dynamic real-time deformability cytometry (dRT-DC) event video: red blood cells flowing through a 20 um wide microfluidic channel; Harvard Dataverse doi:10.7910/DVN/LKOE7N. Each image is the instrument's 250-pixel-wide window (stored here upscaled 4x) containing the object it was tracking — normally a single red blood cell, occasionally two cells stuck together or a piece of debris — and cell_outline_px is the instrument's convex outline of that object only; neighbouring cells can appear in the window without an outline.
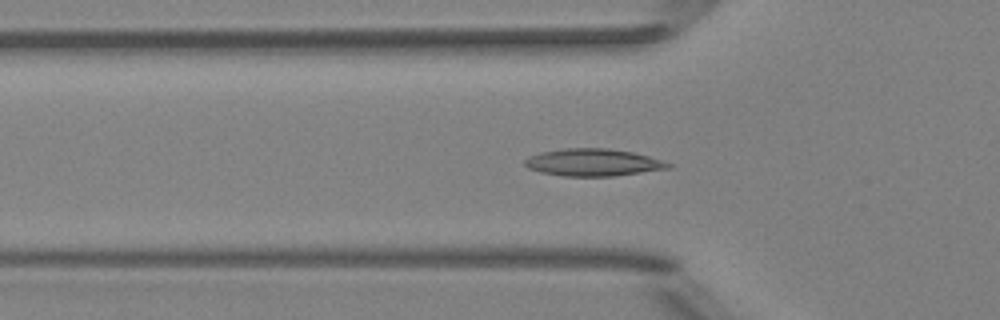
{"species": "Egyptian fruit bat (a non-hibernating species)", "species_latin": "Rousettus aegyptiacus", "temperature_condition": "room temperature", "stored_images_in_passage": 52, "camera_frame_rate_fps": 3000, "um_per_image_px": 0.085, "animal": {"sex": "female"}, "frame": {"image": 1, "passage_image": 17, "time_ms": 5.333, "image_size_px": [1000, 320], "cell_outline_px": [[672, 168], [616, 176], [560, 176], [540, 172], [528, 168], [524, 164], [524, 160], [528, 156], [540, 152], [564, 148], [608, 148], [632, 152], [648, 156], [672, 164]], "centroid_in_image_um": [50.39, 13.81], "position_along_channel_um": 75.4, "area_um2": 22.95}}
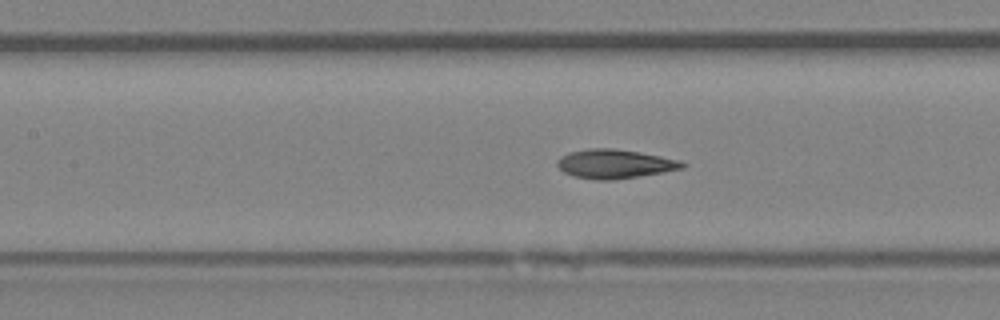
{"frame": {"image": 2, "passage_image": 23, "time_ms": 7.333, "image_size_px": [1000, 320], "cell_outline_px": [[688, 164], [684, 168], [612, 180], [596, 180], [576, 176], [564, 172], [556, 164], [556, 160], [560, 156], [568, 152], [592, 148], [612, 148], [640, 152], [680, 160]], "centroid_in_image_um": [52.23, 13.92], "position_along_channel_um": 155.2, "area_um2": 20.98}}
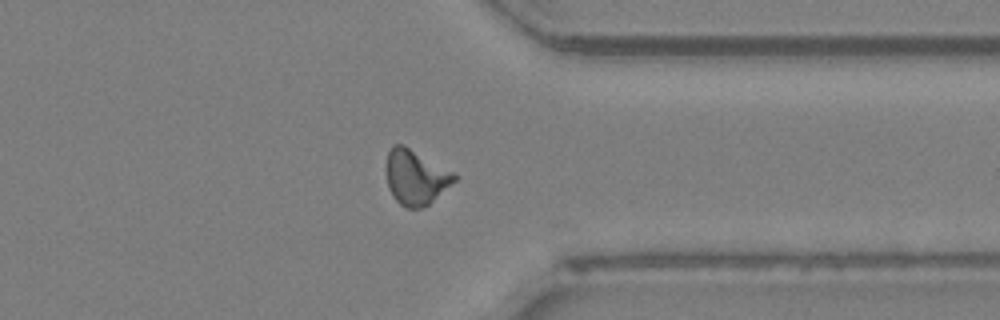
{"frame": {"image": 3, "passage_image": 40, "time_ms": 13.0, "image_size_px": [1000, 320], "cell_outline_px": [[456, 180], [424, 208], [404, 208], [392, 196], [388, 188], [388, 152], [392, 144], [404, 144], [452, 172], [456, 176]], "centroid_in_image_um": [35.32, 15.08], "position_along_channel_um": 376.1, "area_um2": 21.39}, "authors_computed_cell_mechanics": {"area_um2": 20.9814, "velocity_mm_per_s": 3.9785, "shape_relaxation_time_tau1_ms": 8.0035, "shape_relaxation_time_tau2_ms": 2.1882, "deformation_change_tau1": 0.1973, "deformation_change_tau2": 0.0814}}